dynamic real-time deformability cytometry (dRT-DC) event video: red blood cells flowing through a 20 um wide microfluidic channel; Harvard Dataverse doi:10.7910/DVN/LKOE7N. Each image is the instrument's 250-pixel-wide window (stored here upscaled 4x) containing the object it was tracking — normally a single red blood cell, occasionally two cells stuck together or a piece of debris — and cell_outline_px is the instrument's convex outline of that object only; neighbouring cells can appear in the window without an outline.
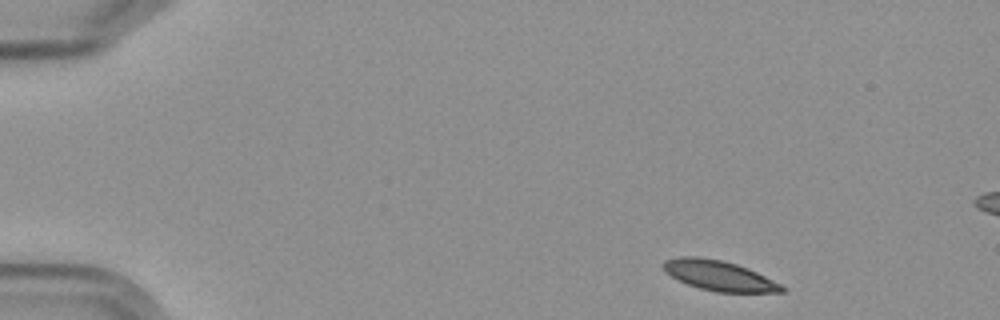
{"species": "Egyptian fruit bat (a non-hibernating species)", "species_latin": "Rousettus aegyptiacus", "temperature_condition": "cold", "stored_images_in_passage": 4, "camera_frame_rate_fps": 3000, "um_per_image_px": 0.085, "frame": {"image": 1, "passage_image": 1, "time_ms": 0.0, "image_size_px": [1000, 320], "cell_outline_px": [[784, 292], [716, 292], [700, 288], [688, 284], [664, 272], [664, 260], [680, 256], [696, 256], [720, 260], [736, 264], [748, 268], [780, 284], [784, 288]], "centroid_in_image_um": [61.1, 23.42], "position_along_channel_um": 23.9, "area_um2": 20.4}}
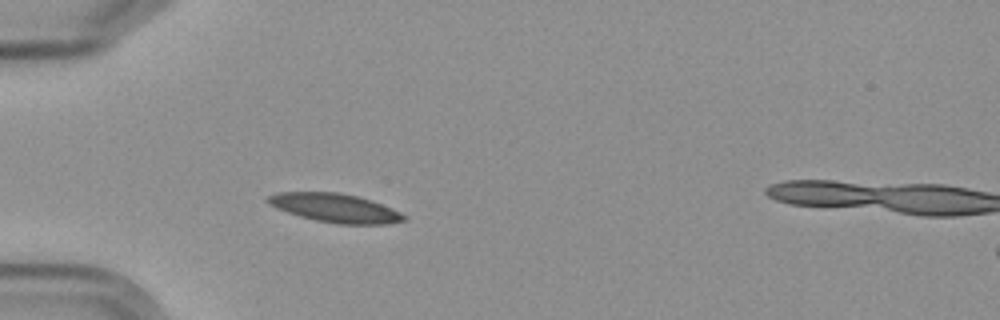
{"frame": {"image": 2, "passage_image": 4, "time_ms": 3.333, "image_size_px": [1000, 320], "cell_outline_px": [[408, 220], [388, 224], [336, 224], [316, 220], [300, 216], [276, 208], [268, 204], [264, 200], [268, 196], [276, 192], [336, 192], [356, 196], [392, 208], [408, 216]], "centroid_in_image_um": [28.48, 17.68], "position_along_channel_um": 56.5, "area_um2": 22.77}}